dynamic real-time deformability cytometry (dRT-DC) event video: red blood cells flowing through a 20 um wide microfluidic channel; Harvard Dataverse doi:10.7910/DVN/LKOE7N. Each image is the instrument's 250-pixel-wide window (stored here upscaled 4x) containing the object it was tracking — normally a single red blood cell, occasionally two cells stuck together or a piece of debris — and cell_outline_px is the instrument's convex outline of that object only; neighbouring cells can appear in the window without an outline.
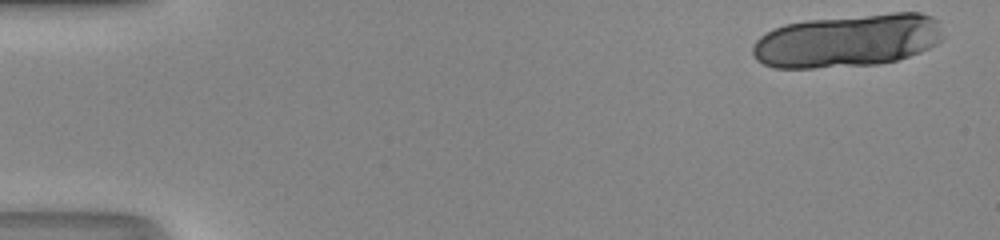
{"species": "human", "species_latin": "Homo sapiens", "temperature_condition": "room temperature", "stored_images_in_passage": 17, "camera_frame_rate_fps": 3000, "um_per_image_px": 0.085, "donor": {"sex": "male"}, "frame": {"image": 1, "passage_image": 1, "time_ms": 0.0, "image_size_px": [1000, 240], "cell_outline_px": [[944, 36], [936, 44], [920, 52], [896, 60], [880, 64], [812, 68], [776, 68], [764, 64], [756, 60], [752, 52], [752, 44], [760, 36], [772, 28], [784, 24], [804, 20], [892, 12], [920, 12], [932, 16], [936, 20]], "centroid_in_image_um": [72.02, 3.44], "position_along_channel_um": 13.0, "area_um2": 59.3}}